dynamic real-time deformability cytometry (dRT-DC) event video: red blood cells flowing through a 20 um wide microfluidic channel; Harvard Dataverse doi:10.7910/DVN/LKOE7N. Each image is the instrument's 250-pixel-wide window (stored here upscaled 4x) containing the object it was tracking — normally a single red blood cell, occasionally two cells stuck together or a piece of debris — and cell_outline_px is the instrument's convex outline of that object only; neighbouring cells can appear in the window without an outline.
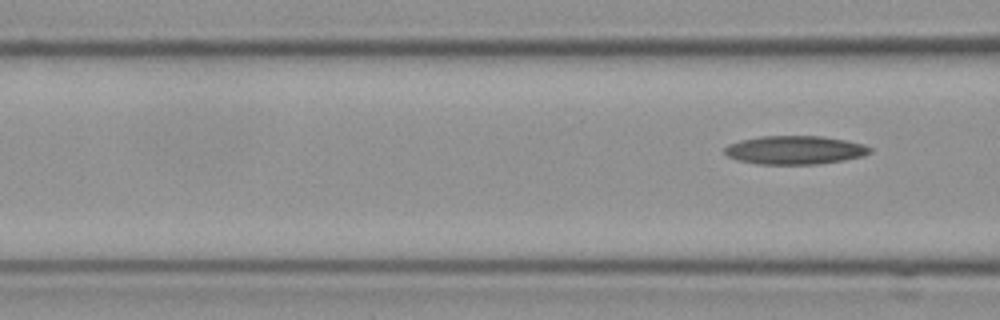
{"species": "Egyptian fruit bat (a non-hibernating species)", "species_latin": "Rousettus aegyptiacus", "temperature_condition": "cold", "stored_images_in_passage": 8, "segment_of_instrument_passage": [2, 2], "camera_frame_rate_fps": 3000, "um_per_image_px": 0.085, "frame": {"image": 1, "passage_image": 8, "time_ms": 2.333, "image_size_px": [1000, 320], "cell_outline_px": [[872, 152], [860, 156], [844, 160], [816, 164], [756, 164], [736, 160], [728, 156], [724, 152], [724, 148], [728, 144], [740, 140], [760, 136], [824, 136], [864, 144], [872, 148]], "centroid_in_image_um": [67.53, 12.75], "position_along_channel_um": 99.1, "area_um2": 24.22}}